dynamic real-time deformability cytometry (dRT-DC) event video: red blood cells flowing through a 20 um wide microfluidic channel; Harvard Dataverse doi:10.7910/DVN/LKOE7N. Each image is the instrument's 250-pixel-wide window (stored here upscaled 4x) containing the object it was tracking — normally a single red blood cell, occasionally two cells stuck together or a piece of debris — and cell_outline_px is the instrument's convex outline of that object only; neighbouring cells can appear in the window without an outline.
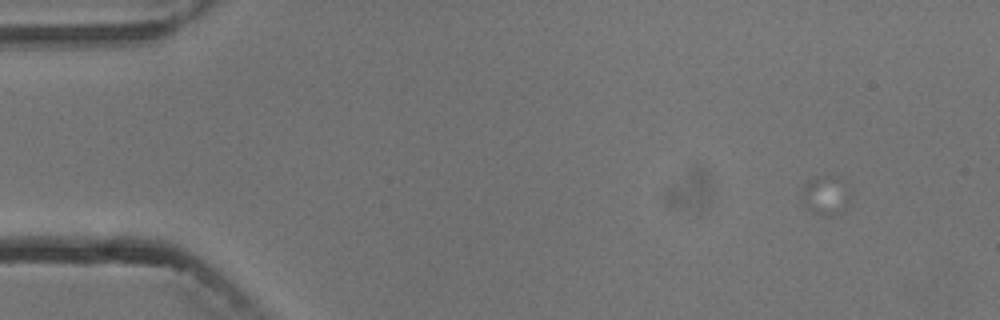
{"species": "common noctule bat (a hibernating species)", "species_latin": "Nyctalus noctula", "temperature_condition": "cold", "stored_images_in_passage": 1, "camera_frame_rate_fps": 3000, "um_per_image_px": 0.085, "animal": {"sex": "male", "body_mass_g": 13.3}, "frame": {"image": 1, "passage_image": 1, "time_ms": 0.0, "image_size_px": [1000, 320], "cell_outline_px": [[852, 204], [844, 212], [832, 216], [828, 216], [812, 212], [804, 208], [804, 184], [808, 180], [816, 176], [832, 176], [852, 188]], "centroid_in_image_um": [70.3, 16.65], "position_along_channel_um": 14.7, "area_um2": 11.5}}